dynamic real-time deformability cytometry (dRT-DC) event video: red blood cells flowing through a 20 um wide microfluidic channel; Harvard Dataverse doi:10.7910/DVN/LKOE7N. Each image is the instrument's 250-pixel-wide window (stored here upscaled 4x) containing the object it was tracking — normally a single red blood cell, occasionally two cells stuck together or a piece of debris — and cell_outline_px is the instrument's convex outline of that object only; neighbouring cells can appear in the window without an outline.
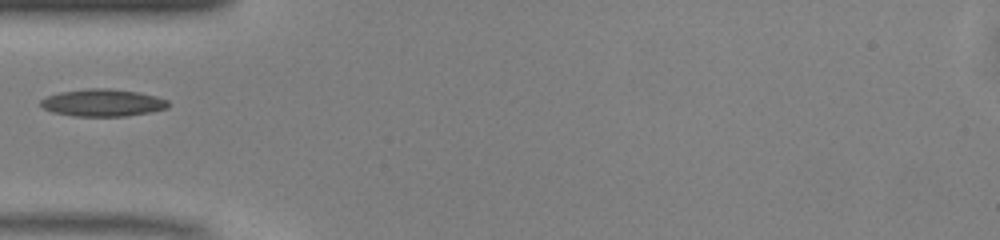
{"species": "common noctule bat (a hibernating species)", "species_latin": "Nyctalus noctula", "temperature_condition": "warm", "stored_images_in_passage": 34, "camera_frame_rate_fps": 3000, "um_per_image_px": 0.085, "animal": {"sex": "male", "body_mass_g": 13.0, "forearm_length_mm": 53.1}, "frame": {"image": 1, "passage_image": 1, "time_ms": 0.0, "image_size_px": [1000, 240], "cell_outline_px": [[168, 108], [152, 112], [124, 116], [72, 116], [52, 112], [44, 108], [40, 104], [40, 100], [48, 96], [60, 92], [88, 88], [108, 88], [140, 92], [156, 96], [168, 100]], "centroid_in_image_um": [8.75, 8.73], "position_along_channel_um": 76.3, "area_um2": 20.35}}